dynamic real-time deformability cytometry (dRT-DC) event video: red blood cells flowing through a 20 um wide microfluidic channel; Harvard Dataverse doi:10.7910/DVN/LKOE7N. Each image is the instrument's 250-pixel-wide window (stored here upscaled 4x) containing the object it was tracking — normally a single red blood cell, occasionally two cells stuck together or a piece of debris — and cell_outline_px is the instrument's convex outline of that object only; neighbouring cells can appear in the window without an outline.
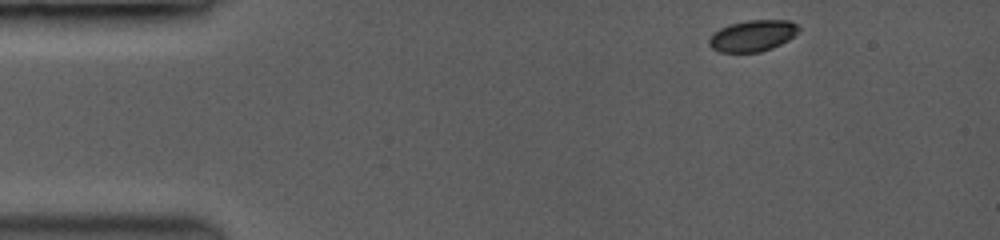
{"species": "common noctule bat (a hibernating species)", "species_latin": "Nyctalus noctula", "temperature_condition": "room temperature", "stored_images_in_passage": 3, "camera_frame_rate_fps": 3500, "um_per_image_px": 0.085, "animal": {"sex": "female", "body_mass_g": 19.0, "forearm_length_mm": 53.3}, "frame": {"image": 1, "passage_image": 1, "time_ms": 0.0, "image_size_px": [1000, 240], "cell_outline_px": [[800, 28], [788, 40], [772, 48], [760, 52], [720, 52], [712, 48], [708, 44], [708, 40], [720, 28], [732, 24], [748, 20], [788, 20], [796, 24]], "centroid_in_image_um": [63.97, 3.04], "position_along_channel_um": 21.0, "area_um2": 16.07}}